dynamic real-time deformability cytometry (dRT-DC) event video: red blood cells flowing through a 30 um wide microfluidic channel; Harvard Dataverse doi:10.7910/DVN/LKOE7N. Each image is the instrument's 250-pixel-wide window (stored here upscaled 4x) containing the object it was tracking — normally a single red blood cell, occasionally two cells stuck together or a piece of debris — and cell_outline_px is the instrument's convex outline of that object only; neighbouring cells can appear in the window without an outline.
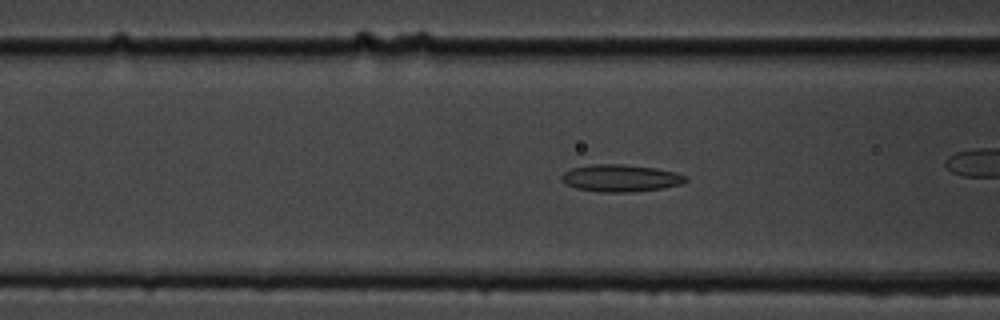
{"species": "common noctule bat (a hibernating species)", "species_latin": "Nyctalus noctula", "temperature_condition": "cold", "stored_images_in_passage": 10, "camera_frame_rate_fps": 3000, "um_per_image_px": 0.085, "animal": {"sex": "male", "body_mass_g": 19.5, "forearm_length_mm": 54.6}, "frame": {"image": 1, "passage_image": 7, "time_ms": 2.0, "image_size_px": [1000, 320], "cell_outline_px": [[688, 180], [680, 184], [664, 188], [632, 192], [600, 192], [576, 188], [560, 180], [560, 176], [564, 172], [572, 168], [592, 164], [620, 164], [656, 168], [676, 172], [688, 176]], "centroid_in_image_um": [52.77, 15.14], "position_along_channel_um": 113.8, "area_um2": 19.71}}